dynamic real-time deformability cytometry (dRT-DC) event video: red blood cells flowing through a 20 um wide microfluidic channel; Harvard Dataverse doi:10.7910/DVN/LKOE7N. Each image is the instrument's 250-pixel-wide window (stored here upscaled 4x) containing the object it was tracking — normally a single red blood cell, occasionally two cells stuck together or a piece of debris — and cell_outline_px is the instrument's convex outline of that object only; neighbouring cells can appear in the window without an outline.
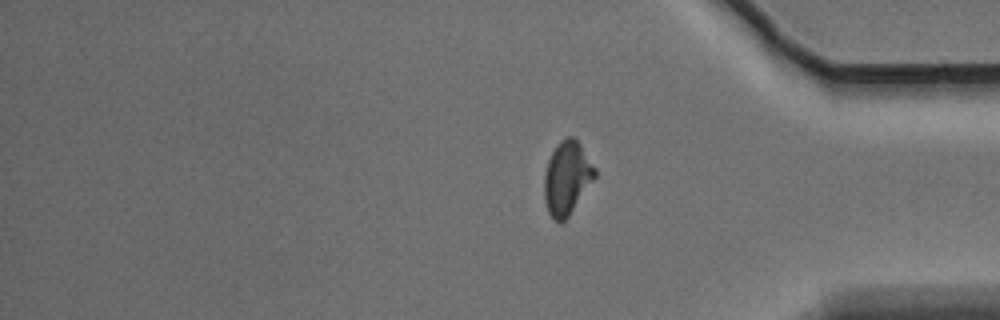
{"species": "Egyptian fruit bat (a non-hibernating species)", "species_latin": "Rousettus aegyptiacus", "temperature_condition": "warm", "stored_images_in_passage": 13, "camera_frame_rate_fps": 3000, "um_per_image_px": 0.085, "animal": {"sex": "male"}, "frame": {"image": 1, "passage_image": 13, "time_ms": 4.0, "image_size_px": [1000, 320], "cell_outline_px": [[596, 176], [568, 216], [560, 224], [548, 212], [544, 200], [544, 176], [548, 160], [556, 144], [560, 140], [568, 136], [572, 136], [580, 144], [596, 168]], "centroid_in_image_um": [48.18, 15.11], "position_along_channel_um": 387.0, "area_um2": 21.44}}